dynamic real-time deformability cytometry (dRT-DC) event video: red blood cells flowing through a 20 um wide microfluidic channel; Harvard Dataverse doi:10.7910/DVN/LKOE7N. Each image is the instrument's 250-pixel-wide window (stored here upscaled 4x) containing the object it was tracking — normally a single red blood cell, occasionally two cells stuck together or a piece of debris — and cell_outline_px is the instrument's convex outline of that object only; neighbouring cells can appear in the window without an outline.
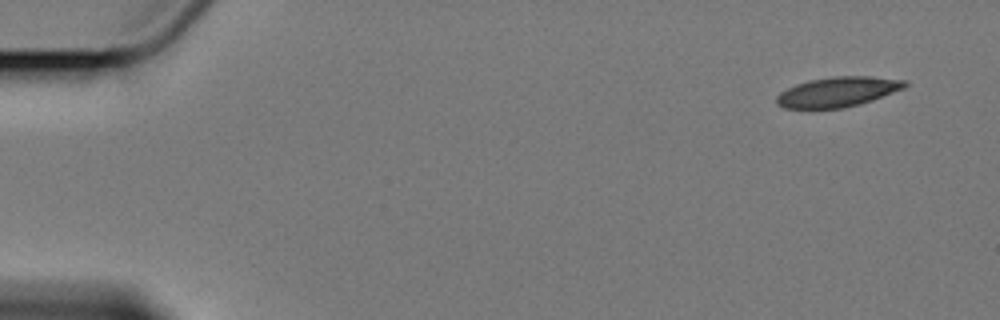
{"species": "Egyptian fruit bat (a non-hibernating species)", "species_latin": "Rousettus aegyptiacus", "temperature_condition": "cold", "stored_images_in_passage": 5, "camera_frame_rate_fps": 3000, "um_per_image_px": 0.085, "animal": {"sex": "female"}, "frame": {"image": 1, "passage_image": 1, "time_ms": 0.0, "image_size_px": [1000, 320], "cell_outline_px": [[908, 84], [904, 88], [872, 100], [860, 104], [844, 108], [784, 108], [776, 104], [776, 96], [780, 92], [796, 84], [808, 80], [832, 76], [872, 76], [908, 80]], "centroid_in_image_um": [71.21, 7.8], "position_along_channel_um": 13.8, "area_um2": 22.48}}
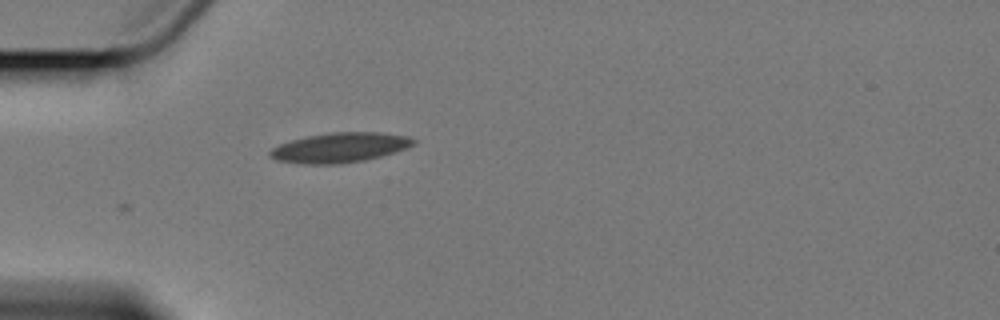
{"frame": {"image": 2, "passage_image": 5, "time_ms": 4.667, "image_size_px": [1000, 320], "cell_outline_px": [[416, 144], [408, 148], [396, 152], [364, 160], [340, 164], [300, 164], [276, 160], [268, 156], [268, 152], [272, 148], [280, 144], [292, 140], [308, 136], [328, 132], [380, 132], [408, 136], [416, 140]], "centroid_in_image_um": [28.9, 12.54], "position_along_channel_um": 56.1, "area_um2": 25.14}}